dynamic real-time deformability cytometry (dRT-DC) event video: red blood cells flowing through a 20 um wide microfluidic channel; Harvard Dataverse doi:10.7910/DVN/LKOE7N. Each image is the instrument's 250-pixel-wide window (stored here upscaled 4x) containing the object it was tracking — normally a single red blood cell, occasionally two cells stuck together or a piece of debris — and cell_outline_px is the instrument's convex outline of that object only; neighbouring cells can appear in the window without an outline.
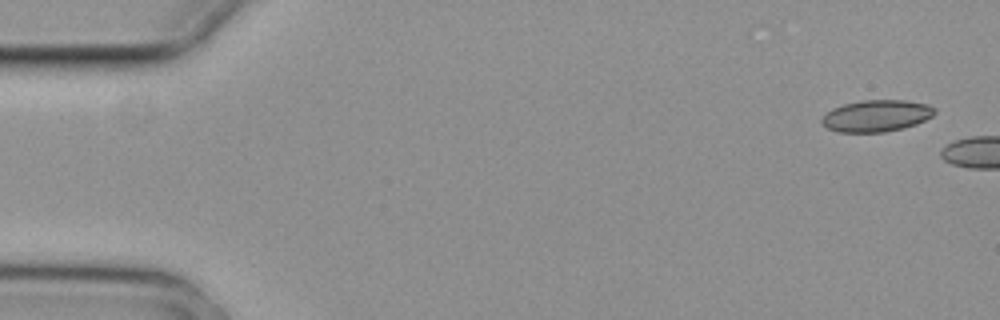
{"species": "common noctule bat (a hibernating species)", "species_latin": "Nyctalus noctula", "temperature_condition": "cold", "stored_images_in_passage": 2, "camera_frame_rate_fps": 3000, "um_per_image_px": 0.085, "animal": {"sex": "female", "body_mass_g": 29.2, "forearm_length_mm": 56.3}, "frame": {"image": 1, "passage_image": 1, "time_ms": 0.0, "image_size_px": [1000, 320], "cell_outline_px": [[936, 112], [932, 116], [916, 124], [884, 132], [836, 132], [828, 128], [820, 120], [832, 108], [844, 104], [864, 100], [904, 100], [928, 104], [936, 108]], "centroid_in_image_um": [74.51, 9.84], "position_along_channel_um": 10.5, "area_um2": 20.69}}